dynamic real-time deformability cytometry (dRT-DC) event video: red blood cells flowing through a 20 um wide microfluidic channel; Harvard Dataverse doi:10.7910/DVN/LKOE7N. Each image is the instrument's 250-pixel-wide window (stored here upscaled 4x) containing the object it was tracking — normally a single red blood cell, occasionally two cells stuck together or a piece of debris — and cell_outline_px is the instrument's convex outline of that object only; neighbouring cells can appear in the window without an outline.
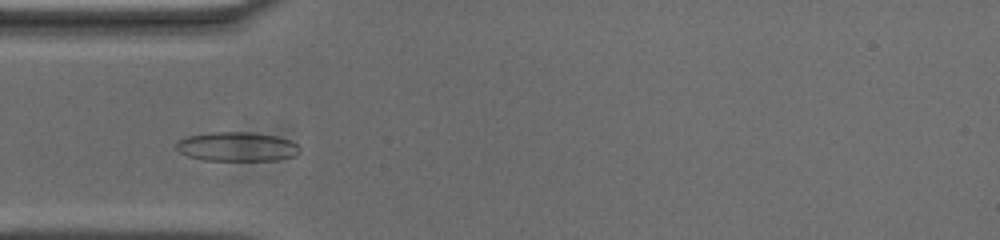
{"species": "common noctule bat (a hibernating species)", "species_latin": "Nyctalus noctula", "temperature_condition": "cold", "stored_images_in_passage": 50, "camera_frame_rate_fps": 3000, "um_per_image_px": 0.085, "animal": {"sex": "male", "body_mass_g": 20.0, "forearm_length_mm": 53.3}, "frame": {"image": 1, "passage_image": 11, "time_ms": 3.333, "image_size_px": [1000, 240], "cell_outline_px": [[300, 152], [296, 156], [276, 160], [204, 160], [188, 156], [180, 152], [176, 148], [176, 144], [180, 140], [188, 136], [212, 132], [248, 132], [276, 136], [288, 140], [296, 144], [300, 148]], "centroid_in_image_um": [20.16, 12.47], "position_along_channel_um": 64.8, "area_um2": 20.87}}
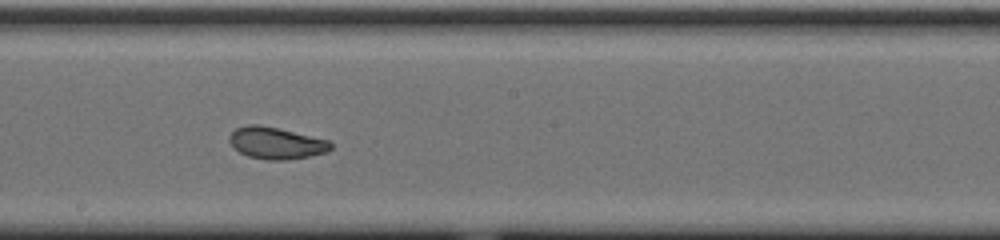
{"frame": {"image": 2, "passage_image": 24, "time_ms": 7.667, "image_size_px": [1000, 240], "cell_outline_px": [[332, 148], [328, 152], [308, 156], [284, 160], [268, 160], [248, 156], [240, 152], [228, 140], [228, 136], [236, 128], [248, 124], [260, 124], [328, 140], [332, 144]], "centroid_in_image_um": [23.46, 12.15], "position_along_channel_um": 224.7, "area_um2": 18.61}}
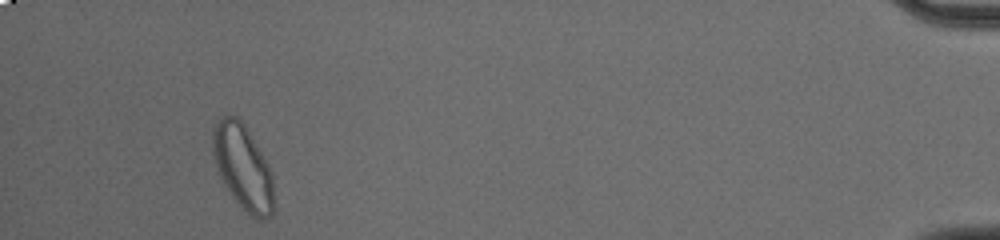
{"frame": {"image": 3, "passage_image": 46, "time_ms": 15.0, "image_size_px": [1000, 240], "cell_outline_px": [[276, 204], [272, 216], [264, 220], [256, 220], [232, 196], [216, 172], [212, 152], [212, 128], [224, 116], [236, 116], [244, 124], [268, 164], [272, 172]], "centroid_in_image_um": [20.67, 14.26], "position_along_channel_um": 414.5, "area_um2": 30.58}, "authors_computed_cell_mechanics": {"area_um2": 19.652, "velocity_mm_per_s": 3.6794, "shape_relaxation_time_tau1_ms": 6.5766, "shape_relaxation_time_tau2_ms": 1.4389, "deformation_change_tau1": 0.1515, "deformation_change_tau2": 0.0553}}